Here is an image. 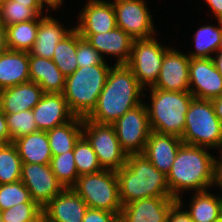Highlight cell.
I'll return each mask as SVG.
<instances>
[{
	"label": "cell",
	"mask_w": 222,
	"mask_h": 222,
	"mask_svg": "<svg viewBox=\"0 0 222 222\" xmlns=\"http://www.w3.org/2000/svg\"><path fill=\"white\" fill-rule=\"evenodd\" d=\"M40 15L29 4L7 0L0 8V23L5 27L11 24L35 20Z\"/></svg>",
	"instance_id": "cell-34"
},
{
	"label": "cell",
	"mask_w": 222,
	"mask_h": 222,
	"mask_svg": "<svg viewBox=\"0 0 222 222\" xmlns=\"http://www.w3.org/2000/svg\"><path fill=\"white\" fill-rule=\"evenodd\" d=\"M72 189L91 209L106 210L120 216L122 204L116 171L103 169L79 176Z\"/></svg>",
	"instance_id": "cell-7"
},
{
	"label": "cell",
	"mask_w": 222,
	"mask_h": 222,
	"mask_svg": "<svg viewBox=\"0 0 222 222\" xmlns=\"http://www.w3.org/2000/svg\"><path fill=\"white\" fill-rule=\"evenodd\" d=\"M50 167L64 188H72L79 177L73 151L52 156Z\"/></svg>",
	"instance_id": "cell-32"
},
{
	"label": "cell",
	"mask_w": 222,
	"mask_h": 222,
	"mask_svg": "<svg viewBox=\"0 0 222 222\" xmlns=\"http://www.w3.org/2000/svg\"><path fill=\"white\" fill-rule=\"evenodd\" d=\"M29 81V52L7 49L0 54V90Z\"/></svg>",
	"instance_id": "cell-24"
},
{
	"label": "cell",
	"mask_w": 222,
	"mask_h": 222,
	"mask_svg": "<svg viewBox=\"0 0 222 222\" xmlns=\"http://www.w3.org/2000/svg\"><path fill=\"white\" fill-rule=\"evenodd\" d=\"M119 215L106 210L88 208L82 222H117Z\"/></svg>",
	"instance_id": "cell-39"
},
{
	"label": "cell",
	"mask_w": 222,
	"mask_h": 222,
	"mask_svg": "<svg viewBox=\"0 0 222 222\" xmlns=\"http://www.w3.org/2000/svg\"><path fill=\"white\" fill-rule=\"evenodd\" d=\"M76 51L77 31L73 29L68 36L57 44L52 57L55 65L65 76L72 74L78 68Z\"/></svg>",
	"instance_id": "cell-31"
},
{
	"label": "cell",
	"mask_w": 222,
	"mask_h": 222,
	"mask_svg": "<svg viewBox=\"0 0 222 222\" xmlns=\"http://www.w3.org/2000/svg\"><path fill=\"white\" fill-rule=\"evenodd\" d=\"M122 206L151 197H171L167 175L159 171L143 154H129L116 171Z\"/></svg>",
	"instance_id": "cell-3"
},
{
	"label": "cell",
	"mask_w": 222,
	"mask_h": 222,
	"mask_svg": "<svg viewBox=\"0 0 222 222\" xmlns=\"http://www.w3.org/2000/svg\"><path fill=\"white\" fill-rule=\"evenodd\" d=\"M141 91L144 92L132 70L127 65L114 64L99 94L97 106L86 118L97 123L113 124L128 110L142 103L141 98L146 95Z\"/></svg>",
	"instance_id": "cell-1"
},
{
	"label": "cell",
	"mask_w": 222,
	"mask_h": 222,
	"mask_svg": "<svg viewBox=\"0 0 222 222\" xmlns=\"http://www.w3.org/2000/svg\"><path fill=\"white\" fill-rule=\"evenodd\" d=\"M220 157L216 159L215 185H219V188L222 189V154Z\"/></svg>",
	"instance_id": "cell-43"
},
{
	"label": "cell",
	"mask_w": 222,
	"mask_h": 222,
	"mask_svg": "<svg viewBox=\"0 0 222 222\" xmlns=\"http://www.w3.org/2000/svg\"><path fill=\"white\" fill-rule=\"evenodd\" d=\"M74 29L80 35L105 33L117 27L113 2L88 0L79 15Z\"/></svg>",
	"instance_id": "cell-15"
},
{
	"label": "cell",
	"mask_w": 222,
	"mask_h": 222,
	"mask_svg": "<svg viewBox=\"0 0 222 222\" xmlns=\"http://www.w3.org/2000/svg\"><path fill=\"white\" fill-rule=\"evenodd\" d=\"M20 180L29 190L32 200L42 209L64 189L50 164L22 163Z\"/></svg>",
	"instance_id": "cell-12"
},
{
	"label": "cell",
	"mask_w": 222,
	"mask_h": 222,
	"mask_svg": "<svg viewBox=\"0 0 222 222\" xmlns=\"http://www.w3.org/2000/svg\"><path fill=\"white\" fill-rule=\"evenodd\" d=\"M169 48L162 46L154 37L133 41L127 66L132 70L139 85L153 87L158 79L162 61Z\"/></svg>",
	"instance_id": "cell-9"
},
{
	"label": "cell",
	"mask_w": 222,
	"mask_h": 222,
	"mask_svg": "<svg viewBox=\"0 0 222 222\" xmlns=\"http://www.w3.org/2000/svg\"><path fill=\"white\" fill-rule=\"evenodd\" d=\"M219 26L205 25L198 28L194 35L195 51H190V58H213L222 47V21L217 20Z\"/></svg>",
	"instance_id": "cell-28"
},
{
	"label": "cell",
	"mask_w": 222,
	"mask_h": 222,
	"mask_svg": "<svg viewBox=\"0 0 222 222\" xmlns=\"http://www.w3.org/2000/svg\"><path fill=\"white\" fill-rule=\"evenodd\" d=\"M0 222H2V211L0 210Z\"/></svg>",
	"instance_id": "cell-51"
},
{
	"label": "cell",
	"mask_w": 222,
	"mask_h": 222,
	"mask_svg": "<svg viewBox=\"0 0 222 222\" xmlns=\"http://www.w3.org/2000/svg\"><path fill=\"white\" fill-rule=\"evenodd\" d=\"M182 201V198H179L172 206L167 218V222H194L189 213L186 210H182Z\"/></svg>",
	"instance_id": "cell-40"
},
{
	"label": "cell",
	"mask_w": 222,
	"mask_h": 222,
	"mask_svg": "<svg viewBox=\"0 0 222 222\" xmlns=\"http://www.w3.org/2000/svg\"><path fill=\"white\" fill-rule=\"evenodd\" d=\"M42 214L35 202H23L2 211V222H33Z\"/></svg>",
	"instance_id": "cell-37"
},
{
	"label": "cell",
	"mask_w": 222,
	"mask_h": 222,
	"mask_svg": "<svg viewBox=\"0 0 222 222\" xmlns=\"http://www.w3.org/2000/svg\"><path fill=\"white\" fill-rule=\"evenodd\" d=\"M29 78L38 84L44 93H63L66 76L58 69L53 60L29 53Z\"/></svg>",
	"instance_id": "cell-23"
},
{
	"label": "cell",
	"mask_w": 222,
	"mask_h": 222,
	"mask_svg": "<svg viewBox=\"0 0 222 222\" xmlns=\"http://www.w3.org/2000/svg\"><path fill=\"white\" fill-rule=\"evenodd\" d=\"M66 29L53 17L40 15L36 40L29 53L34 56L52 60L57 44L68 36L74 28Z\"/></svg>",
	"instance_id": "cell-22"
},
{
	"label": "cell",
	"mask_w": 222,
	"mask_h": 222,
	"mask_svg": "<svg viewBox=\"0 0 222 222\" xmlns=\"http://www.w3.org/2000/svg\"><path fill=\"white\" fill-rule=\"evenodd\" d=\"M10 143L6 114L0 107V144Z\"/></svg>",
	"instance_id": "cell-41"
},
{
	"label": "cell",
	"mask_w": 222,
	"mask_h": 222,
	"mask_svg": "<svg viewBox=\"0 0 222 222\" xmlns=\"http://www.w3.org/2000/svg\"><path fill=\"white\" fill-rule=\"evenodd\" d=\"M88 208L72 188H64L42 209V213L47 222H82Z\"/></svg>",
	"instance_id": "cell-17"
},
{
	"label": "cell",
	"mask_w": 222,
	"mask_h": 222,
	"mask_svg": "<svg viewBox=\"0 0 222 222\" xmlns=\"http://www.w3.org/2000/svg\"><path fill=\"white\" fill-rule=\"evenodd\" d=\"M199 147L182 143L167 174L171 197L181 198L182 191H206L215 186L216 159Z\"/></svg>",
	"instance_id": "cell-2"
},
{
	"label": "cell",
	"mask_w": 222,
	"mask_h": 222,
	"mask_svg": "<svg viewBox=\"0 0 222 222\" xmlns=\"http://www.w3.org/2000/svg\"><path fill=\"white\" fill-rule=\"evenodd\" d=\"M177 199L172 197H151L126 204L122 207L121 222H167L172 206Z\"/></svg>",
	"instance_id": "cell-16"
},
{
	"label": "cell",
	"mask_w": 222,
	"mask_h": 222,
	"mask_svg": "<svg viewBox=\"0 0 222 222\" xmlns=\"http://www.w3.org/2000/svg\"><path fill=\"white\" fill-rule=\"evenodd\" d=\"M32 111L39 131L51 130L75 116L62 93H44Z\"/></svg>",
	"instance_id": "cell-18"
},
{
	"label": "cell",
	"mask_w": 222,
	"mask_h": 222,
	"mask_svg": "<svg viewBox=\"0 0 222 222\" xmlns=\"http://www.w3.org/2000/svg\"><path fill=\"white\" fill-rule=\"evenodd\" d=\"M22 163L50 164L52 153L46 131H38L14 140Z\"/></svg>",
	"instance_id": "cell-25"
},
{
	"label": "cell",
	"mask_w": 222,
	"mask_h": 222,
	"mask_svg": "<svg viewBox=\"0 0 222 222\" xmlns=\"http://www.w3.org/2000/svg\"><path fill=\"white\" fill-rule=\"evenodd\" d=\"M76 61L78 67L107 64L103 56L77 32Z\"/></svg>",
	"instance_id": "cell-38"
},
{
	"label": "cell",
	"mask_w": 222,
	"mask_h": 222,
	"mask_svg": "<svg viewBox=\"0 0 222 222\" xmlns=\"http://www.w3.org/2000/svg\"><path fill=\"white\" fill-rule=\"evenodd\" d=\"M43 94V89L31 81L8 87L0 90V107L5 114L32 110Z\"/></svg>",
	"instance_id": "cell-21"
},
{
	"label": "cell",
	"mask_w": 222,
	"mask_h": 222,
	"mask_svg": "<svg viewBox=\"0 0 222 222\" xmlns=\"http://www.w3.org/2000/svg\"><path fill=\"white\" fill-rule=\"evenodd\" d=\"M82 135L90 143L103 169L117 171L127 161L113 124H102L83 118Z\"/></svg>",
	"instance_id": "cell-8"
},
{
	"label": "cell",
	"mask_w": 222,
	"mask_h": 222,
	"mask_svg": "<svg viewBox=\"0 0 222 222\" xmlns=\"http://www.w3.org/2000/svg\"><path fill=\"white\" fill-rule=\"evenodd\" d=\"M7 49L6 27L0 23V54L4 53Z\"/></svg>",
	"instance_id": "cell-45"
},
{
	"label": "cell",
	"mask_w": 222,
	"mask_h": 222,
	"mask_svg": "<svg viewBox=\"0 0 222 222\" xmlns=\"http://www.w3.org/2000/svg\"><path fill=\"white\" fill-rule=\"evenodd\" d=\"M33 222H47V219L45 215L42 213L37 219H35Z\"/></svg>",
	"instance_id": "cell-49"
},
{
	"label": "cell",
	"mask_w": 222,
	"mask_h": 222,
	"mask_svg": "<svg viewBox=\"0 0 222 222\" xmlns=\"http://www.w3.org/2000/svg\"><path fill=\"white\" fill-rule=\"evenodd\" d=\"M183 143L199 147L220 148L222 154V126L211 100L194 98L185 117Z\"/></svg>",
	"instance_id": "cell-6"
},
{
	"label": "cell",
	"mask_w": 222,
	"mask_h": 222,
	"mask_svg": "<svg viewBox=\"0 0 222 222\" xmlns=\"http://www.w3.org/2000/svg\"><path fill=\"white\" fill-rule=\"evenodd\" d=\"M23 202H34L31 198L29 190L22 183L17 181L14 183L0 185V210L4 211Z\"/></svg>",
	"instance_id": "cell-36"
},
{
	"label": "cell",
	"mask_w": 222,
	"mask_h": 222,
	"mask_svg": "<svg viewBox=\"0 0 222 222\" xmlns=\"http://www.w3.org/2000/svg\"><path fill=\"white\" fill-rule=\"evenodd\" d=\"M86 39L102 56L104 54L116 56L115 65H127L131 56L134 39L123 29H115L92 35H80Z\"/></svg>",
	"instance_id": "cell-19"
},
{
	"label": "cell",
	"mask_w": 222,
	"mask_h": 222,
	"mask_svg": "<svg viewBox=\"0 0 222 222\" xmlns=\"http://www.w3.org/2000/svg\"><path fill=\"white\" fill-rule=\"evenodd\" d=\"M151 106L146 104L152 131L182 137L185 117L194 99L190 91H165L149 88Z\"/></svg>",
	"instance_id": "cell-5"
},
{
	"label": "cell",
	"mask_w": 222,
	"mask_h": 222,
	"mask_svg": "<svg viewBox=\"0 0 222 222\" xmlns=\"http://www.w3.org/2000/svg\"><path fill=\"white\" fill-rule=\"evenodd\" d=\"M111 66L98 64L78 67L66 76L63 96L70 111L79 117H87L97 106L99 94L104 88Z\"/></svg>",
	"instance_id": "cell-4"
},
{
	"label": "cell",
	"mask_w": 222,
	"mask_h": 222,
	"mask_svg": "<svg viewBox=\"0 0 222 222\" xmlns=\"http://www.w3.org/2000/svg\"><path fill=\"white\" fill-rule=\"evenodd\" d=\"M113 126L121 148L129 154H142L152 132L145 103L128 110Z\"/></svg>",
	"instance_id": "cell-10"
},
{
	"label": "cell",
	"mask_w": 222,
	"mask_h": 222,
	"mask_svg": "<svg viewBox=\"0 0 222 222\" xmlns=\"http://www.w3.org/2000/svg\"><path fill=\"white\" fill-rule=\"evenodd\" d=\"M39 22L40 16L35 20L7 26L6 37L8 49L29 52L36 40Z\"/></svg>",
	"instance_id": "cell-29"
},
{
	"label": "cell",
	"mask_w": 222,
	"mask_h": 222,
	"mask_svg": "<svg viewBox=\"0 0 222 222\" xmlns=\"http://www.w3.org/2000/svg\"><path fill=\"white\" fill-rule=\"evenodd\" d=\"M186 211L194 222H214L222 217V196L206 191L195 192Z\"/></svg>",
	"instance_id": "cell-27"
},
{
	"label": "cell",
	"mask_w": 222,
	"mask_h": 222,
	"mask_svg": "<svg viewBox=\"0 0 222 222\" xmlns=\"http://www.w3.org/2000/svg\"><path fill=\"white\" fill-rule=\"evenodd\" d=\"M21 4H29V7L33 8L39 15H43L44 7L40 4L39 0H15Z\"/></svg>",
	"instance_id": "cell-44"
},
{
	"label": "cell",
	"mask_w": 222,
	"mask_h": 222,
	"mask_svg": "<svg viewBox=\"0 0 222 222\" xmlns=\"http://www.w3.org/2000/svg\"><path fill=\"white\" fill-rule=\"evenodd\" d=\"M182 143L178 136L152 131L142 154L167 175Z\"/></svg>",
	"instance_id": "cell-20"
},
{
	"label": "cell",
	"mask_w": 222,
	"mask_h": 222,
	"mask_svg": "<svg viewBox=\"0 0 222 222\" xmlns=\"http://www.w3.org/2000/svg\"><path fill=\"white\" fill-rule=\"evenodd\" d=\"M189 91L194 98L205 100L222 95V75L213 58H190Z\"/></svg>",
	"instance_id": "cell-13"
},
{
	"label": "cell",
	"mask_w": 222,
	"mask_h": 222,
	"mask_svg": "<svg viewBox=\"0 0 222 222\" xmlns=\"http://www.w3.org/2000/svg\"><path fill=\"white\" fill-rule=\"evenodd\" d=\"M22 160L13 142L0 144V185L20 181Z\"/></svg>",
	"instance_id": "cell-30"
},
{
	"label": "cell",
	"mask_w": 222,
	"mask_h": 222,
	"mask_svg": "<svg viewBox=\"0 0 222 222\" xmlns=\"http://www.w3.org/2000/svg\"><path fill=\"white\" fill-rule=\"evenodd\" d=\"M211 101L214 105L216 116L222 126V95L212 99Z\"/></svg>",
	"instance_id": "cell-46"
},
{
	"label": "cell",
	"mask_w": 222,
	"mask_h": 222,
	"mask_svg": "<svg viewBox=\"0 0 222 222\" xmlns=\"http://www.w3.org/2000/svg\"><path fill=\"white\" fill-rule=\"evenodd\" d=\"M144 0H114L117 27L131 38L147 39L154 36L155 28Z\"/></svg>",
	"instance_id": "cell-11"
},
{
	"label": "cell",
	"mask_w": 222,
	"mask_h": 222,
	"mask_svg": "<svg viewBox=\"0 0 222 222\" xmlns=\"http://www.w3.org/2000/svg\"><path fill=\"white\" fill-rule=\"evenodd\" d=\"M73 154L79 176L97 173L103 170L96 153L83 135L76 142Z\"/></svg>",
	"instance_id": "cell-33"
},
{
	"label": "cell",
	"mask_w": 222,
	"mask_h": 222,
	"mask_svg": "<svg viewBox=\"0 0 222 222\" xmlns=\"http://www.w3.org/2000/svg\"><path fill=\"white\" fill-rule=\"evenodd\" d=\"M214 222H222V217H220L218 220H216Z\"/></svg>",
	"instance_id": "cell-52"
},
{
	"label": "cell",
	"mask_w": 222,
	"mask_h": 222,
	"mask_svg": "<svg viewBox=\"0 0 222 222\" xmlns=\"http://www.w3.org/2000/svg\"><path fill=\"white\" fill-rule=\"evenodd\" d=\"M217 20L222 21V0H205Z\"/></svg>",
	"instance_id": "cell-42"
},
{
	"label": "cell",
	"mask_w": 222,
	"mask_h": 222,
	"mask_svg": "<svg viewBox=\"0 0 222 222\" xmlns=\"http://www.w3.org/2000/svg\"><path fill=\"white\" fill-rule=\"evenodd\" d=\"M83 117L74 116L69 122L46 131L52 156L73 151L82 136Z\"/></svg>",
	"instance_id": "cell-26"
},
{
	"label": "cell",
	"mask_w": 222,
	"mask_h": 222,
	"mask_svg": "<svg viewBox=\"0 0 222 222\" xmlns=\"http://www.w3.org/2000/svg\"><path fill=\"white\" fill-rule=\"evenodd\" d=\"M189 63L190 57L171 47L164 55L160 73L155 85L165 91H189Z\"/></svg>",
	"instance_id": "cell-14"
},
{
	"label": "cell",
	"mask_w": 222,
	"mask_h": 222,
	"mask_svg": "<svg viewBox=\"0 0 222 222\" xmlns=\"http://www.w3.org/2000/svg\"><path fill=\"white\" fill-rule=\"evenodd\" d=\"M213 60L217 70L222 75V47L216 52V54H213Z\"/></svg>",
	"instance_id": "cell-48"
},
{
	"label": "cell",
	"mask_w": 222,
	"mask_h": 222,
	"mask_svg": "<svg viewBox=\"0 0 222 222\" xmlns=\"http://www.w3.org/2000/svg\"><path fill=\"white\" fill-rule=\"evenodd\" d=\"M39 2L43 7H47L45 10L47 12L49 8L50 10L51 9L56 10L57 8H59L63 0H39Z\"/></svg>",
	"instance_id": "cell-47"
},
{
	"label": "cell",
	"mask_w": 222,
	"mask_h": 222,
	"mask_svg": "<svg viewBox=\"0 0 222 222\" xmlns=\"http://www.w3.org/2000/svg\"><path fill=\"white\" fill-rule=\"evenodd\" d=\"M7 0H0V8L2 7V5L6 2Z\"/></svg>",
	"instance_id": "cell-50"
},
{
	"label": "cell",
	"mask_w": 222,
	"mask_h": 222,
	"mask_svg": "<svg viewBox=\"0 0 222 222\" xmlns=\"http://www.w3.org/2000/svg\"><path fill=\"white\" fill-rule=\"evenodd\" d=\"M10 142L19 137L38 132V127L33 117L32 110H25L18 113L6 114Z\"/></svg>",
	"instance_id": "cell-35"
}]
</instances>
